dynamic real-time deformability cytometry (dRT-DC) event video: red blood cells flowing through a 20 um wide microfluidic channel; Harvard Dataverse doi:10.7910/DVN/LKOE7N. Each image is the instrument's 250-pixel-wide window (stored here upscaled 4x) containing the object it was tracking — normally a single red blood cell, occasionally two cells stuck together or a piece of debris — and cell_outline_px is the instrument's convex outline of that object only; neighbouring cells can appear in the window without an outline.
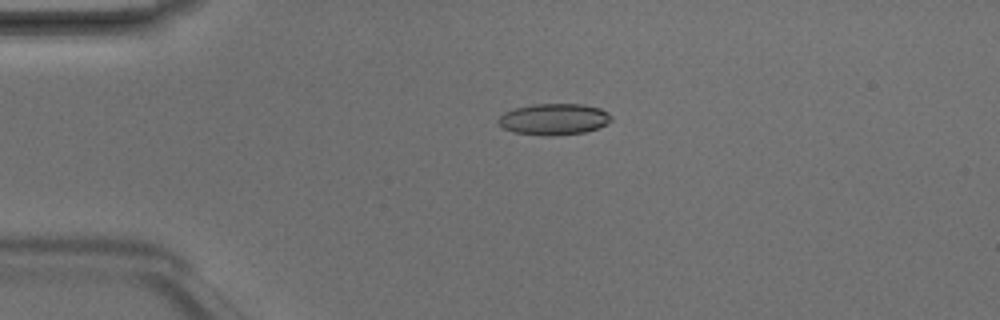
{"species": "Egyptian fruit bat (a non-hibernating species)", "species_latin": "Rousettus aegyptiacus", "temperature_condition": "room temperature", "stored_images_in_passage": 4, "camera_frame_rate_fps": 3000, "um_per_image_px": 0.085, "animal": {"sex": "male"}, "frame": {"image": 1, "passage_image": 3, "time_ms": 0.667, "image_size_px": [1000, 320], "cell_outline_px": [[612, 120], [600, 128], [584, 132], [552, 136], [544, 136], [512, 132], [504, 128], [496, 120], [504, 112], [512, 108], [532, 104], [584, 104], [600, 108], [608, 112], [612, 116]], "centroid_in_image_um": [47.08, 10.13], "position_along_channel_um": 37.9, "area_um2": 20.92}}